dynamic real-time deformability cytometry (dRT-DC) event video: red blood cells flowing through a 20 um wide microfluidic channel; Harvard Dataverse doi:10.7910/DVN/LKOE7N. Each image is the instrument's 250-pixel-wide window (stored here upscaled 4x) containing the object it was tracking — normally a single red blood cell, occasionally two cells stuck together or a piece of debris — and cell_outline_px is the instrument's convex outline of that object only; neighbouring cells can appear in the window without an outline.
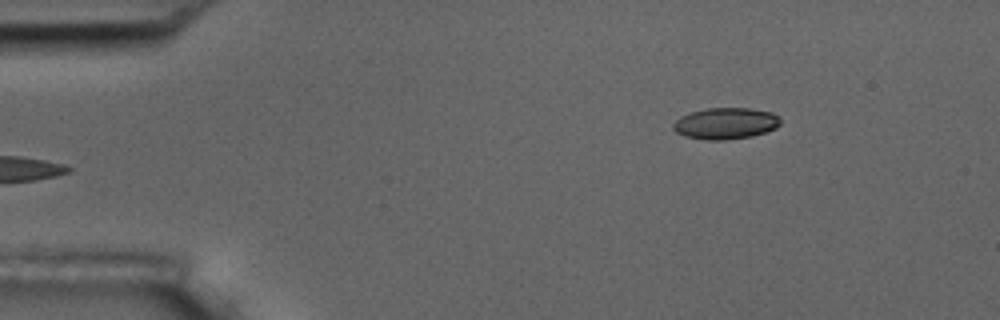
{"species": "common noctule bat (a hibernating species)", "species_latin": "Nyctalus noctula", "temperature_condition": "room temperature", "stored_images_in_passage": 4, "camera_frame_rate_fps": 3000, "um_per_image_px": 0.085, "animal": {"sex": "male", "body_mass_g": 17.5, "forearm_length_mm": 52.3}, "frame": {"image": 1, "passage_image": 4, "time_ms": 3.333, "image_size_px": [1000, 320], "cell_outline_px": [[780, 124], [776, 128], [752, 136], [724, 140], [708, 140], [684, 136], [676, 132], [672, 128], [672, 124], [680, 116], [692, 112], [708, 108], [748, 108], [772, 112], [780, 116]], "centroid_in_image_um": [61.67, 10.49], "position_along_channel_um": 23.3, "area_um2": 19.65}}